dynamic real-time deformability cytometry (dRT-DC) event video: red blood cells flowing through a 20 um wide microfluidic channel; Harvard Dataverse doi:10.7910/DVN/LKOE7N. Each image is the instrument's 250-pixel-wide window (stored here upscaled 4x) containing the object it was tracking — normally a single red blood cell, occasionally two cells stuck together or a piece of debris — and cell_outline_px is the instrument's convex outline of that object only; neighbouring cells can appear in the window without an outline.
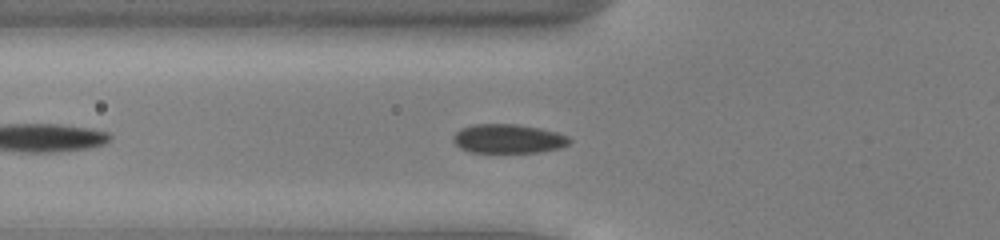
{"species": "common noctule bat (a hibernating species)", "species_latin": "Nyctalus noctula", "temperature_condition": "cold", "stored_images_in_passage": 39, "camera_frame_rate_fps": 3000, "um_per_image_px": 0.085, "animal": {"sex": "male", "body_mass_g": 13.0, "forearm_length_mm": 53.1}, "frame": {"image": 1, "passage_image": 7, "time_ms": 2.0, "image_size_px": [1000, 240], "cell_outline_px": [[572, 140], [568, 144], [560, 148], [540, 152], [472, 152], [460, 148], [452, 140], [452, 136], [460, 128], [476, 124], [516, 124], [540, 128], [556, 132], [568, 136]], "centroid_in_image_um": [43.2, 11.79], "position_along_channel_um": 82.6, "area_um2": 19.71}}
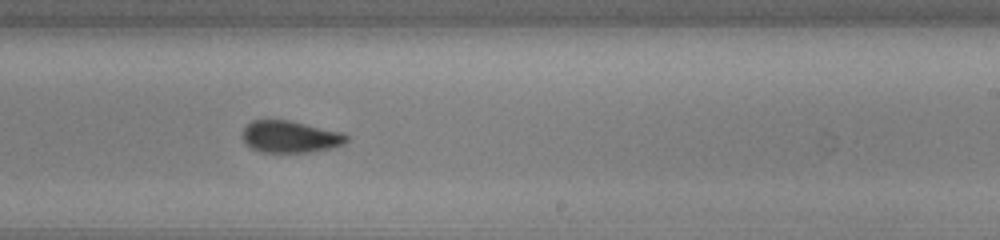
{"frame": {"image": 2, "passage_image": 21, "time_ms": 6.667, "image_size_px": [1000, 240], "cell_outline_px": [[348, 140], [344, 144], [328, 148], [308, 152], [260, 152], [248, 148], [244, 140], [244, 128], [252, 120], [288, 120], [344, 132], [348, 136]], "centroid_in_image_um": [24.67, 11.62], "position_along_channel_um": 264.3, "area_um2": 19.31}}
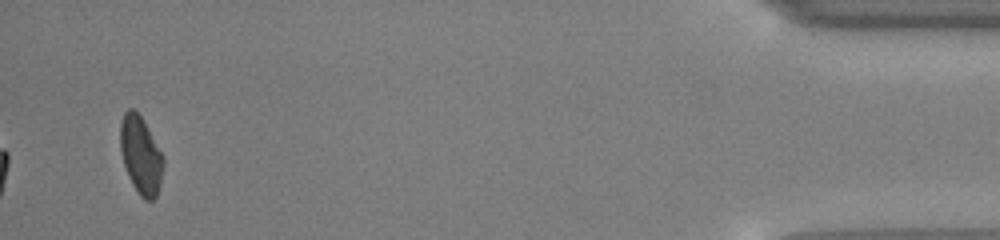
{"frame": {"image": 3, "passage_image": 39, "time_ms": 12.667, "image_size_px": [1000, 240], "cell_outline_px": [[164, 164], [160, 184], [156, 196], [152, 200], [144, 200], [140, 196], [132, 184], [128, 176], [120, 152], [120, 124], [124, 112], [128, 108], [132, 108], [144, 120], [164, 156]], "centroid_in_image_um": [11.97, 13.18], "position_along_channel_um": 423.2, "area_um2": 19.65}, "authors_computed_cell_mechanics": {"area_um2": 19.5942, "velocity_mm_per_s": 3.8923, "shape_relaxation_time_tau1_ms": 3.7094, "shape_relaxation_time_tau2_ms": null, "deformation_change_tau1": 0.0848, "deformation_change_tau2": null}}